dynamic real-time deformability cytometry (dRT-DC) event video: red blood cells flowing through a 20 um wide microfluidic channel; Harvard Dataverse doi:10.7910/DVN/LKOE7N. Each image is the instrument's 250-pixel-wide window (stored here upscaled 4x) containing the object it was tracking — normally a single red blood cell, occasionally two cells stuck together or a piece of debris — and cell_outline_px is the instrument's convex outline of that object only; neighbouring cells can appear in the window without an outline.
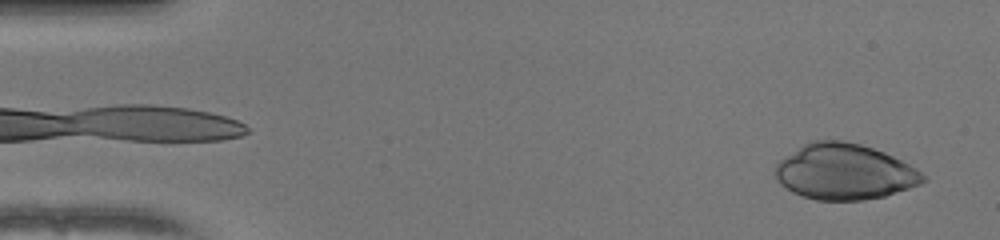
{"species": "human", "species_latin": "Homo sapiens", "temperature_condition": "warm", "stored_images_in_passage": 50, "camera_frame_rate_fps": 3000, "um_per_image_px": 0.085, "donor": {"sex": "female"}, "frame": {"image": 1, "passage_image": 2, "time_ms": 0.333, "image_size_px": [1000, 240], "cell_outline_px": [[928, 180], [920, 184], [884, 196], [864, 200], [816, 200], [792, 192], [780, 184], [776, 180], [776, 164], [780, 160], [804, 144], [812, 140], [844, 140], [860, 144], [884, 152], [916, 168]], "centroid_in_image_um": [71.77, 14.6], "position_along_channel_um": 13.2, "area_um2": 47.69}}
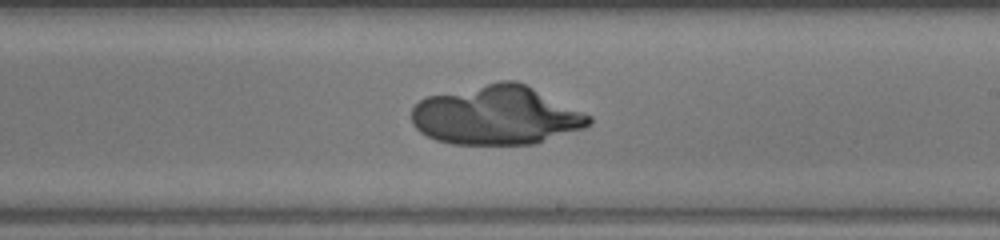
{"frame": {"image": 2, "passage_image": 29, "time_ms": 9.333, "image_size_px": [1000, 240], "cell_outline_px": [[592, 124], [584, 128], [536, 144], [452, 144], [436, 140], [420, 132], [412, 124], [412, 108], [420, 100], [428, 96], [500, 80], [516, 80], [584, 112], [592, 116]], "centroid_in_image_um": [42.2, 9.81], "position_along_channel_um": 246.8, "area_um2": 60.92}}
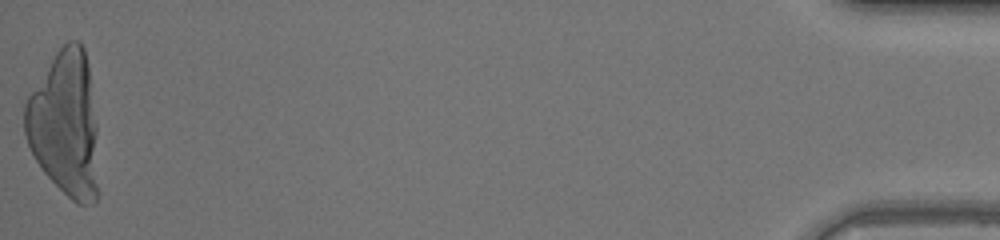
{"frame": {"image": 3, "passage_image": 50, "time_ms": 16.333, "image_size_px": [1000, 240], "cell_outline_px": [[96, 200], [84, 204], [76, 204], [44, 172], [36, 160], [28, 144], [24, 132], [24, 104], [28, 96], [56, 52], [68, 40], [80, 40], [84, 48], [88, 64], [96, 124]], "centroid_in_image_um": [5.51, 10.5], "position_along_channel_um": 429.7, "area_um2": 61.5}}